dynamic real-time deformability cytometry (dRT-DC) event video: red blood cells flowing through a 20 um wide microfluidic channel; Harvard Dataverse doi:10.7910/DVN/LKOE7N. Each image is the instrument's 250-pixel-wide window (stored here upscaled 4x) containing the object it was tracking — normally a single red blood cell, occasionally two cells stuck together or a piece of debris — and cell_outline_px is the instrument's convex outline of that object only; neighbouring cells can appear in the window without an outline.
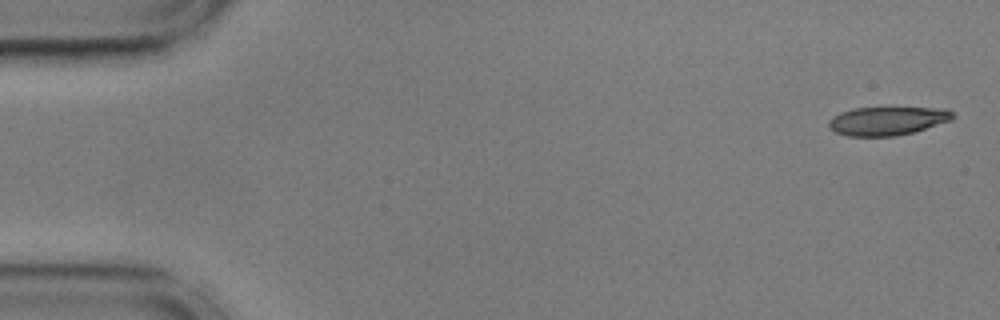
{"species": "common noctule bat (a hibernating species)", "species_latin": "Nyctalus noctula", "temperature_condition": "cold", "stored_images_in_passage": 13, "camera_frame_rate_fps": 3000, "um_per_image_px": 0.085, "animal": {"sex": "male", "body_mass_g": 17.9, "forearm_length_mm": 54.2}, "frame": {"image": 1, "passage_image": 1, "time_ms": 0.0, "image_size_px": [1000, 320], "cell_outline_px": [[956, 116], [952, 120], [912, 132], [896, 136], [848, 136], [836, 132], [828, 128], [828, 120], [832, 116], [840, 112], [852, 108], [944, 108], [952, 112]], "centroid_in_image_um": [75.39, 10.27], "position_along_channel_um": 9.6, "area_um2": 20.63}}
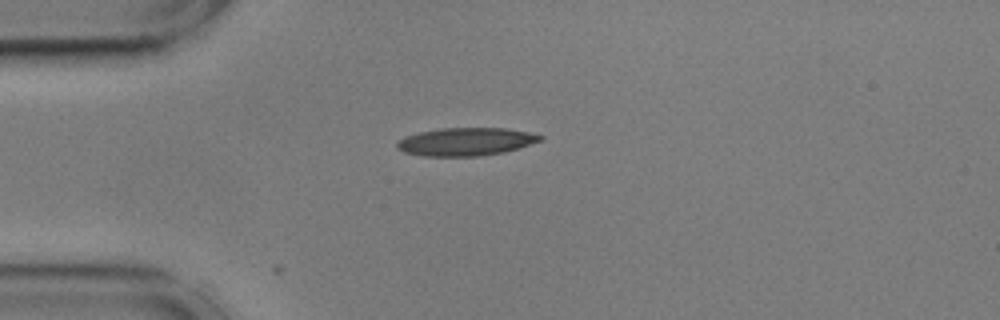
{"frame": {"image": 2, "passage_image": 13, "time_ms": 4.0, "image_size_px": [1000, 320], "cell_outline_px": [[544, 140], [520, 148], [504, 152], [480, 156], [424, 156], [404, 152], [396, 148], [396, 144], [404, 136], [420, 132], [440, 128], [508, 128], [528, 132], [544, 136]], "centroid_in_image_um": [39.63, 12.04], "position_along_channel_um": 45.4, "area_um2": 23.52}}